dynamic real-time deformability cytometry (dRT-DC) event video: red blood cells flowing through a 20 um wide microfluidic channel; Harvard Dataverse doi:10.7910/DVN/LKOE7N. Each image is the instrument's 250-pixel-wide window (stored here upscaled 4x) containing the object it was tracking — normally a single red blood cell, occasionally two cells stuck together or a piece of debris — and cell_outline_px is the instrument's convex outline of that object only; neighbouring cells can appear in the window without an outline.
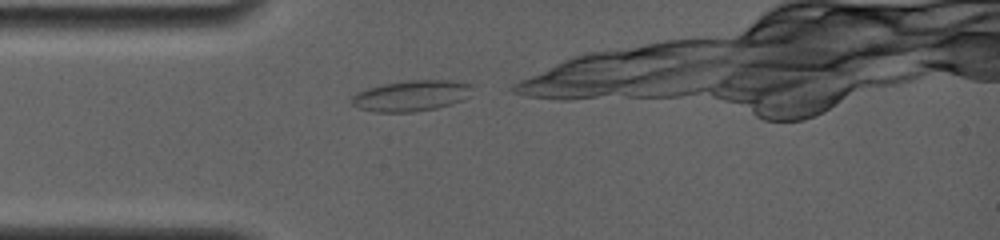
{"species": "common noctule bat (a hibernating species)", "species_latin": "Nyctalus noctula", "temperature_condition": "room temperature", "stored_images_in_passage": 12, "camera_frame_rate_fps": 4000, "um_per_image_px": 0.085, "animal": {"sex": "female", "body_mass_g": 19.0, "forearm_length_mm": 56.7}, "frame": {"image": 1, "passage_image": 1, "time_ms": 0.0, "image_size_px": [1000, 240], "cell_outline_px": [[472, 84], [464, 100], [452, 104], [436, 108], [412, 112], [376, 112], [360, 108], [352, 104], [352, 96], [356, 92], [380, 84], [408, 80], [452, 80]], "centroid_in_image_um": [34.93, 8.13], "position_along_channel_um": 50.1, "area_um2": 21.62}}
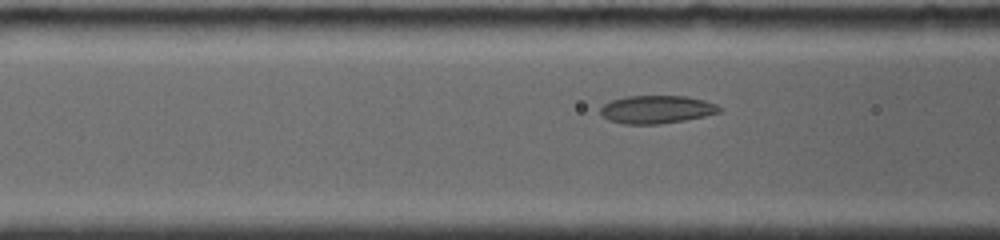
{"frame": {"image": 2, "passage_image": 7, "time_ms": 1.75, "image_size_px": [1000, 240], "cell_outline_px": [[720, 112], [704, 116], [684, 120], [660, 124], [624, 124], [608, 120], [600, 112], [600, 108], [604, 104], [612, 100], [624, 96], [688, 96], [704, 100], [716, 104], [720, 108]], "centroid_in_image_um": [55.8, 9.3], "position_along_channel_um": 110.8, "area_um2": 19.36}}